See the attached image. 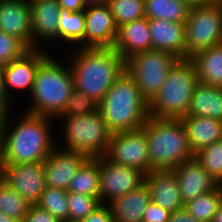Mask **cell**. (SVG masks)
Returning a JSON list of instances; mask_svg holds the SVG:
<instances>
[{"label":"cell","instance_id":"obj_42","mask_svg":"<svg viewBox=\"0 0 222 222\" xmlns=\"http://www.w3.org/2000/svg\"><path fill=\"white\" fill-rule=\"evenodd\" d=\"M60 8L70 12H80L86 9L83 0H58Z\"/></svg>","mask_w":222,"mask_h":222},{"label":"cell","instance_id":"obj_11","mask_svg":"<svg viewBox=\"0 0 222 222\" xmlns=\"http://www.w3.org/2000/svg\"><path fill=\"white\" fill-rule=\"evenodd\" d=\"M144 180L141 170L115 164L105 156L99 157V200L102 204L136 190Z\"/></svg>","mask_w":222,"mask_h":222},{"label":"cell","instance_id":"obj_17","mask_svg":"<svg viewBox=\"0 0 222 222\" xmlns=\"http://www.w3.org/2000/svg\"><path fill=\"white\" fill-rule=\"evenodd\" d=\"M31 9L27 0H0V30L32 49Z\"/></svg>","mask_w":222,"mask_h":222},{"label":"cell","instance_id":"obj_25","mask_svg":"<svg viewBox=\"0 0 222 222\" xmlns=\"http://www.w3.org/2000/svg\"><path fill=\"white\" fill-rule=\"evenodd\" d=\"M199 82L222 87V42L190 58Z\"/></svg>","mask_w":222,"mask_h":222},{"label":"cell","instance_id":"obj_24","mask_svg":"<svg viewBox=\"0 0 222 222\" xmlns=\"http://www.w3.org/2000/svg\"><path fill=\"white\" fill-rule=\"evenodd\" d=\"M187 116H205L222 121V87L199 82L190 100Z\"/></svg>","mask_w":222,"mask_h":222},{"label":"cell","instance_id":"obj_16","mask_svg":"<svg viewBox=\"0 0 222 222\" xmlns=\"http://www.w3.org/2000/svg\"><path fill=\"white\" fill-rule=\"evenodd\" d=\"M29 5L32 18V49H39V42L42 40H45L43 42L59 41L60 6L58 0H37L29 2Z\"/></svg>","mask_w":222,"mask_h":222},{"label":"cell","instance_id":"obj_10","mask_svg":"<svg viewBox=\"0 0 222 222\" xmlns=\"http://www.w3.org/2000/svg\"><path fill=\"white\" fill-rule=\"evenodd\" d=\"M105 157L115 164L149 173L148 143L143 127L131 131L113 133Z\"/></svg>","mask_w":222,"mask_h":222},{"label":"cell","instance_id":"obj_20","mask_svg":"<svg viewBox=\"0 0 222 222\" xmlns=\"http://www.w3.org/2000/svg\"><path fill=\"white\" fill-rule=\"evenodd\" d=\"M148 20L152 49L170 52L178 59H186L185 22Z\"/></svg>","mask_w":222,"mask_h":222},{"label":"cell","instance_id":"obj_13","mask_svg":"<svg viewBox=\"0 0 222 222\" xmlns=\"http://www.w3.org/2000/svg\"><path fill=\"white\" fill-rule=\"evenodd\" d=\"M118 26L108 3L85 9L84 48H114Z\"/></svg>","mask_w":222,"mask_h":222},{"label":"cell","instance_id":"obj_34","mask_svg":"<svg viewBox=\"0 0 222 222\" xmlns=\"http://www.w3.org/2000/svg\"><path fill=\"white\" fill-rule=\"evenodd\" d=\"M194 159L222 185V140L196 152Z\"/></svg>","mask_w":222,"mask_h":222},{"label":"cell","instance_id":"obj_9","mask_svg":"<svg viewBox=\"0 0 222 222\" xmlns=\"http://www.w3.org/2000/svg\"><path fill=\"white\" fill-rule=\"evenodd\" d=\"M222 42V0L190 8L185 22L186 59Z\"/></svg>","mask_w":222,"mask_h":222},{"label":"cell","instance_id":"obj_28","mask_svg":"<svg viewBox=\"0 0 222 222\" xmlns=\"http://www.w3.org/2000/svg\"><path fill=\"white\" fill-rule=\"evenodd\" d=\"M59 41L78 44L77 48H84L85 10L70 12L60 8Z\"/></svg>","mask_w":222,"mask_h":222},{"label":"cell","instance_id":"obj_46","mask_svg":"<svg viewBox=\"0 0 222 222\" xmlns=\"http://www.w3.org/2000/svg\"><path fill=\"white\" fill-rule=\"evenodd\" d=\"M0 222H19L9 216H7L6 214L0 212Z\"/></svg>","mask_w":222,"mask_h":222},{"label":"cell","instance_id":"obj_27","mask_svg":"<svg viewBox=\"0 0 222 222\" xmlns=\"http://www.w3.org/2000/svg\"><path fill=\"white\" fill-rule=\"evenodd\" d=\"M145 17L186 22L190 7L182 0H145Z\"/></svg>","mask_w":222,"mask_h":222},{"label":"cell","instance_id":"obj_6","mask_svg":"<svg viewBox=\"0 0 222 222\" xmlns=\"http://www.w3.org/2000/svg\"><path fill=\"white\" fill-rule=\"evenodd\" d=\"M199 79L190 59H179L170 69L162 88L149 102V114L159 119L187 116L190 100Z\"/></svg>","mask_w":222,"mask_h":222},{"label":"cell","instance_id":"obj_29","mask_svg":"<svg viewBox=\"0 0 222 222\" xmlns=\"http://www.w3.org/2000/svg\"><path fill=\"white\" fill-rule=\"evenodd\" d=\"M222 204V185L184 203L185 209L199 222H212Z\"/></svg>","mask_w":222,"mask_h":222},{"label":"cell","instance_id":"obj_44","mask_svg":"<svg viewBox=\"0 0 222 222\" xmlns=\"http://www.w3.org/2000/svg\"><path fill=\"white\" fill-rule=\"evenodd\" d=\"M83 1L86 8L90 6L100 5L107 2V0H83Z\"/></svg>","mask_w":222,"mask_h":222},{"label":"cell","instance_id":"obj_26","mask_svg":"<svg viewBox=\"0 0 222 222\" xmlns=\"http://www.w3.org/2000/svg\"><path fill=\"white\" fill-rule=\"evenodd\" d=\"M99 158H88L71 180L67 192L99 196Z\"/></svg>","mask_w":222,"mask_h":222},{"label":"cell","instance_id":"obj_14","mask_svg":"<svg viewBox=\"0 0 222 222\" xmlns=\"http://www.w3.org/2000/svg\"><path fill=\"white\" fill-rule=\"evenodd\" d=\"M48 55L42 48L29 49L18 59L2 66L5 92L11 101L12 91L25 89L31 93L38 67Z\"/></svg>","mask_w":222,"mask_h":222},{"label":"cell","instance_id":"obj_33","mask_svg":"<svg viewBox=\"0 0 222 222\" xmlns=\"http://www.w3.org/2000/svg\"><path fill=\"white\" fill-rule=\"evenodd\" d=\"M67 202L68 222H81L102 205L99 196H87L73 192H68Z\"/></svg>","mask_w":222,"mask_h":222},{"label":"cell","instance_id":"obj_31","mask_svg":"<svg viewBox=\"0 0 222 222\" xmlns=\"http://www.w3.org/2000/svg\"><path fill=\"white\" fill-rule=\"evenodd\" d=\"M68 192L63 189L45 187L39 202L40 208L47 210L60 222H68Z\"/></svg>","mask_w":222,"mask_h":222},{"label":"cell","instance_id":"obj_7","mask_svg":"<svg viewBox=\"0 0 222 222\" xmlns=\"http://www.w3.org/2000/svg\"><path fill=\"white\" fill-rule=\"evenodd\" d=\"M64 127V149L88 158L105 156L113 133L99 111L80 116H61Z\"/></svg>","mask_w":222,"mask_h":222},{"label":"cell","instance_id":"obj_36","mask_svg":"<svg viewBox=\"0 0 222 222\" xmlns=\"http://www.w3.org/2000/svg\"><path fill=\"white\" fill-rule=\"evenodd\" d=\"M28 50L20 39L0 30V66L18 59Z\"/></svg>","mask_w":222,"mask_h":222},{"label":"cell","instance_id":"obj_22","mask_svg":"<svg viewBox=\"0 0 222 222\" xmlns=\"http://www.w3.org/2000/svg\"><path fill=\"white\" fill-rule=\"evenodd\" d=\"M181 121L187 132L190 150H199L222 140V121L205 116H185Z\"/></svg>","mask_w":222,"mask_h":222},{"label":"cell","instance_id":"obj_3","mask_svg":"<svg viewBox=\"0 0 222 222\" xmlns=\"http://www.w3.org/2000/svg\"><path fill=\"white\" fill-rule=\"evenodd\" d=\"M98 111L112 133L139 129L150 116L149 102L126 71L98 103Z\"/></svg>","mask_w":222,"mask_h":222},{"label":"cell","instance_id":"obj_12","mask_svg":"<svg viewBox=\"0 0 222 222\" xmlns=\"http://www.w3.org/2000/svg\"><path fill=\"white\" fill-rule=\"evenodd\" d=\"M2 179L28 203L36 205L46 187L44 162L3 165Z\"/></svg>","mask_w":222,"mask_h":222},{"label":"cell","instance_id":"obj_15","mask_svg":"<svg viewBox=\"0 0 222 222\" xmlns=\"http://www.w3.org/2000/svg\"><path fill=\"white\" fill-rule=\"evenodd\" d=\"M87 159L84 154L55 146L44 161L46 186L67 191L71 180Z\"/></svg>","mask_w":222,"mask_h":222},{"label":"cell","instance_id":"obj_5","mask_svg":"<svg viewBox=\"0 0 222 222\" xmlns=\"http://www.w3.org/2000/svg\"><path fill=\"white\" fill-rule=\"evenodd\" d=\"M67 66V67H66ZM74 90L73 77L68 65L56 61L49 54L39 65L29 94L30 105L25 111L33 115L56 118L64 109Z\"/></svg>","mask_w":222,"mask_h":222},{"label":"cell","instance_id":"obj_32","mask_svg":"<svg viewBox=\"0 0 222 222\" xmlns=\"http://www.w3.org/2000/svg\"><path fill=\"white\" fill-rule=\"evenodd\" d=\"M118 28L145 17V0H107Z\"/></svg>","mask_w":222,"mask_h":222},{"label":"cell","instance_id":"obj_1","mask_svg":"<svg viewBox=\"0 0 222 222\" xmlns=\"http://www.w3.org/2000/svg\"><path fill=\"white\" fill-rule=\"evenodd\" d=\"M53 119L25 112L14 127L9 117L0 122L3 165L44 162L57 145L51 129Z\"/></svg>","mask_w":222,"mask_h":222},{"label":"cell","instance_id":"obj_43","mask_svg":"<svg viewBox=\"0 0 222 222\" xmlns=\"http://www.w3.org/2000/svg\"><path fill=\"white\" fill-rule=\"evenodd\" d=\"M184 1L190 8L202 5H209L219 2L221 0H182Z\"/></svg>","mask_w":222,"mask_h":222},{"label":"cell","instance_id":"obj_39","mask_svg":"<svg viewBox=\"0 0 222 222\" xmlns=\"http://www.w3.org/2000/svg\"><path fill=\"white\" fill-rule=\"evenodd\" d=\"M11 100L7 97L4 88V75L2 66H0V122L5 121L7 117H10V105Z\"/></svg>","mask_w":222,"mask_h":222},{"label":"cell","instance_id":"obj_2","mask_svg":"<svg viewBox=\"0 0 222 222\" xmlns=\"http://www.w3.org/2000/svg\"><path fill=\"white\" fill-rule=\"evenodd\" d=\"M75 51L68 64L74 89L99 103L125 72V60L114 48H79Z\"/></svg>","mask_w":222,"mask_h":222},{"label":"cell","instance_id":"obj_23","mask_svg":"<svg viewBox=\"0 0 222 222\" xmlns=\"http://www.w3.org/2000/svg\"><path fill=\"white\" fill-rule=\"evenodd\" d=\"M150 201V192L144 183L136 190L117 197L106 205L110 208L114 222H140Z\"/></svg>","mask_w":222,"mask_h":222},{"label":"cell","instance_id":"obj_19","mask_svg":"<svg viewBox=\"0 0 222 222\" xmlns=\"http://www.w3.org/2000/svg\"><path fill=\"white\" fill-rule=\"evenodd\" d=\"M151 201L173 212L184 207L178 179L173 170H154L145 175Z\"/></svg>","mask_w":222,"mask_h":222},{"label":"cell","instance_id":"obj_40","mask_svg":"<svg viewBox=\"0 0 222 222\" xmlns=\"http://www.w3.org/2000/svg\"><path fill=\"white\" fill-rule=\"evenodd\" d=\"M81 222H114V220L110 208L106 204H102Z\"/></svg>","mask_w":222,"mask_h":222},{"label":"cell","instance_id":"obj_38","mask_svg":"<svg viewBox=\"0 0 222 222\" xmlns=\"http://www.w3.org/2000/svg\"><path fill=\"white\" fill-rule=\"evenodd\" d=\"M22 222H60L47 210L38 205H31Z\"/></svg>","mask_w":222,"mask_h":222},{"label":"cell","instance_id":"obj_21","mask_svg":"<svg viewBox=\"0 0 222 222\" xmlns=\"http://www.w3.org/2000/svg\"><path fill=\"white\" fill-rule=\"evenodd\" d=\"M114 50L124 59L136 53L152 50L147 17L123 24L118 28Z\"/></svg>","mask_w":222,"mask_h":222},{"label":"cell","instance_id":"obj_35","mask_svg":"<svg viewBox=\"0 0 222 222\" xmlns=\"http://www.w3.org/2000/svg\"><path fill=\"white\" fill-rule=\"evenodd\" d=\"M96 111H98V103L74 89L63 111L55 119L59 120L61 116L87 115Z\"/></svg>","mask_w":222,"mask_h":222},{"label":"cell","instance_id":"obj_41","mask_svg":"<svg viewBox=\"0 0 222 222\" xmlns=\"http://www.w3.org/2000/svg\"><path fill=\"white\" fill-rule=\"evenodd\" d=\"M167 222H199L196 220L185 207L173 211L170 213L169 220Z\"/></svg>","mask_w":222,"mask_h":222},{"label":"cell","instance_id":"obj_8","mask_svg":"<svg viewBox=\"0 0 222 222\" xmlns=\"http://www.w3.org/2000/svg\"><path fill=\"white\" fill-rule=\"evenodd\" d=\"M178 60L170 52L152 49L126 59L125 71L150 102L162 88L170 69Z\"/></svg>","mask_w":222,"mask_h":222},{"label":"cell","instance_id":"obj_37","mask_svg":"<svg viewBox=\"0 0 222 222\" xmlns=\"http://www.w3.org/2000/svg\"><path fill=\"white\" fill-rule=\"evenodd\" d=\"M170 213V211L150 201L143 212L142 220L149 222H167L169 220Z\"/></svg>","mask_w":222,"mask_h":222},{"label":"cell","instance_id":"obj_45","mask_svg":"<svg viewBox=\"0 0 222 222\" xmlns=\"http://www.w3.org/2000/svg\"><path fill=\"white\" fill-rule=\"evenodd\" d=\"M212 222H222V204L220 205L217 213L214 215Z\"/></svg>","mask_w":222,"mask_h":222},{"label":"cell","instance_id":"obj_30","mask_svg":"<svg viewBox=\"0 0 222 222\" xmlns=\"http://www.w3.org/2000/svg\"><path fill=\"white\" fill-rule=\"evenodd\" d=\"M31 206L18 192L2 179L0 181V212L22 222Z\"/></svg>","mask_w":222,"mask_h":222},{"label":"cell","instance_id":"obj_18","mask_svg":"<svg viewBox=\"0 0 222 222\" xmlns=\"http://www.w3.org/2000/svg\"><path fill=\"white\" fill-rule=\"evenodd\" d=\"M184 203L220 186L196 159L181 163L174 170Z\"/></svg>","mask_w":222,"mask_h":222},{"label":"cell","instance_id":"obj_47","mask_svg":"<svg viewBox=\"0 0 222 222\" xmlns=\"http://www.w3.org/2000/svg\"><path fill=\"white\" fill-rule=\"evenodd\" d=\"M2 175H3V162H2V146L0 140V181L2 180Z\"/></svg>","mask_w":222,"mask_h":222},{"label":"cell","instance_id":"obj_4","mask_svg":"<svg viewBox=\"0 0 222 222\" xmlns=\"http://www.w3.org/2000/svg\"><path fill=\"white\" fill-rule=\"evenodd\" d=\"M143 128L148 143L149 173L154 170H174L181 163L194 158L181 119L149 116Z\"/></svg>","mask_w":222,"mask_h":222}]
</instances>
